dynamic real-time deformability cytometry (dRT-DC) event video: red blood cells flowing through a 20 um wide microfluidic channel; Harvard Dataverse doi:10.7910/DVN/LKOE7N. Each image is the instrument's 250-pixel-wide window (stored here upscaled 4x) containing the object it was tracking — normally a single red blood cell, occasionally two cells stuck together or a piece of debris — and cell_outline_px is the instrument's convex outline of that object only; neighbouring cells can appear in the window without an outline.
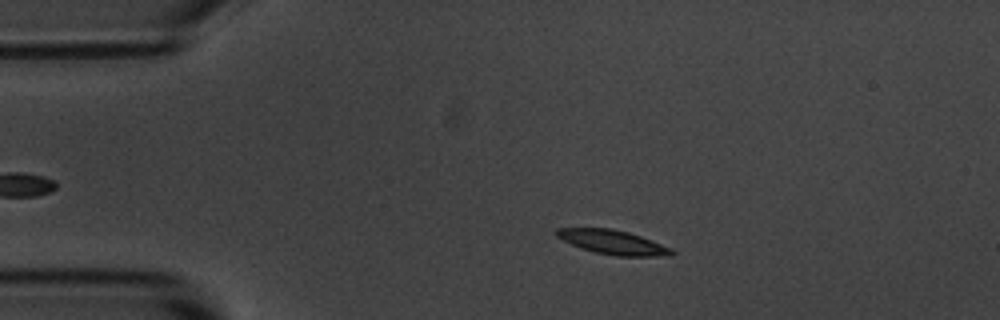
{"species": "common noctule bat (a hibernating species)", "species_latin": "Nyctalus noctula", "temperature_condition": "room temperature", "stored_images_in_passage": 47, "camera_frame_rate_fps": 3000, "um_per_image_px": 0.085, "animal": {"sex": "male", "body_mass_g": 20.1, "forearm_length_mm": 53.5}, "frame": {"image": 1, "passage_image": 9, "time_ms": 2.667, "image_size_px": [1000, 320], "cell_outline_px": [[676, 252], [672, 256], [616, 256], [596, 252], [580, 248], [556, 236], [556, 228], [612, 228], [628, 232], [640, 236], [672, 248]], "centroid_in_image_um": [52.13, 20.59], "position_along_channel_um": 32.9, "area_um2": 16.18}}
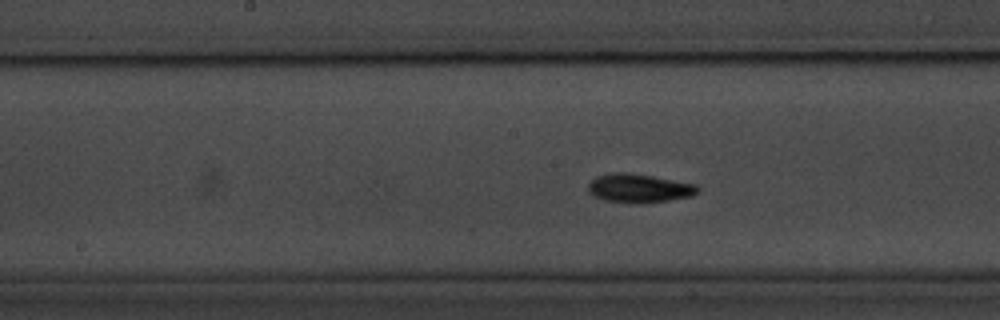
{"frame": {"image": 2, "passage_image": 26, "time_ms": 8.333, "image_size_px": [1000, 320], "cell_outline_px": [[700, 188], [692, 196], [668, 200], [640, 204], [636, 204], [604, 200], [592, 196], [588, 192], [588, 184], [596, 176], [612, 172], [632, 172], [696, 184]], "centroid_in_image_um": [54.28, 15.99], "position_along_channel_um": 193.9, "area_um2": 18.61}}
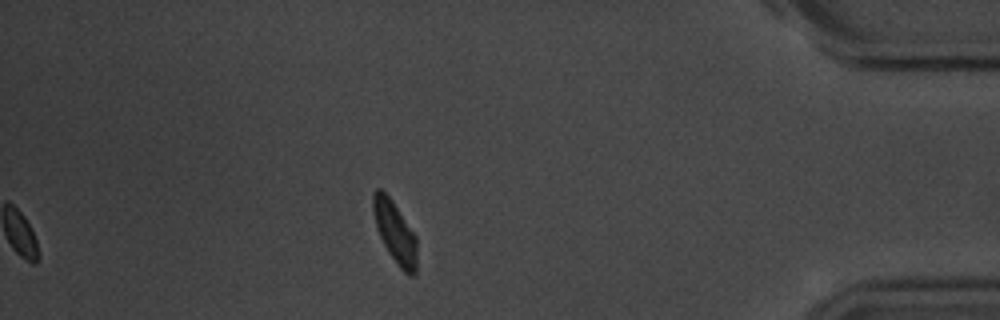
{"frame": {"image": 3, "passage_image": 47, "time_ms": 15.333, "image_size_px": [1000, 320], "cell_outline_px": [[416, 272], [412, 276], [408, 276], [400, 268], [388, 252], [380, 236], [376, 224], [372, 208], [372, 192], [376, 188], [380, 188], [392, 200], [416, 236]], "centroid_in_image_um": [33.56, 19.72], "position_along_channel_um": 401.6, "area_um2": 15.61}, "authors_computed_cell_mechanics": {"area_um2": 16.473, "velocity_mm_per_s": 3.5775, "shape_relaxation_time_tau1_ms": 1.8456, "shape_relaxation_time_tau2_ms": 3.4171, "deformation_change_tau1": 0.1302, "deformation_change_tau2": 0.0837}}